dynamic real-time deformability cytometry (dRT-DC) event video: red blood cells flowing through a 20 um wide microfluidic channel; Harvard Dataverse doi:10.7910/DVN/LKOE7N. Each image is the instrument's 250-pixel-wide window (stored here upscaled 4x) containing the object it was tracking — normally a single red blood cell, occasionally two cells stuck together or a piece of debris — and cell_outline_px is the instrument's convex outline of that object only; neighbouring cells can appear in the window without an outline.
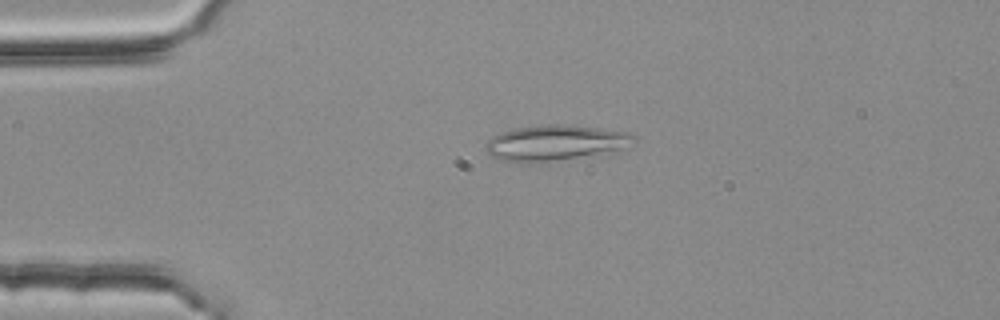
{"species": "common noctule bat (a hibernating species)", "species_latin": "Nyctalus noctula", "temperature_condition": "room temperature", "stored_images_in_passage": 2, "camera_frame_rate_fps": 3000, "um_per_image_px": 0.085, "animal": {"sex": "female", "body_mass_g": 25.1}, "frame": {"image": 1, "passage_image": 1, "time_ms": 0.0, "image_size_px": [1000, 320], "cell_outline_px": [[636, 136], [620, 148], [544, 164], [532, 164], [500, 160], [492, 156], [484, 148], [484, 144], [492, 136], [516, 128], [548, 124], [568, 124], [628, 132]], "centroid_in_image_um": [47.06, 12.15], "position_along_channel_um": 37.9, "area_um2": 30.4}}